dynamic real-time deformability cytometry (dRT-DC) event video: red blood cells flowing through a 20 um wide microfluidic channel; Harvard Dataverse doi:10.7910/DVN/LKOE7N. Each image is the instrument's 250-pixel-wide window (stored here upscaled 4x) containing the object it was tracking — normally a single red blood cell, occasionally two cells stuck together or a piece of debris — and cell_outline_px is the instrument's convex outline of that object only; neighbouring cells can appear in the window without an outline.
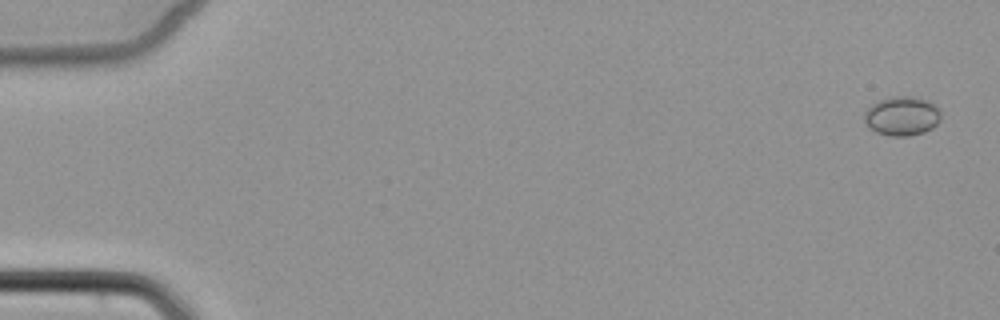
{"species": "common noctule bat (a hibernating species)", "species_latin": "Nyctalus noctula", "temperature_condition": "cold", "stored_images_in_passage": 5, "camera_frame_rate_fps": 3000, "um_per_image_px": 0.085, "animal": {"sex": "female", "body_mass_g": 22.7, "forearm_length_mm": 54.2}, "frame": {"image": 1, "passage_image": 1, "time_ms": 0.0, "image_size_px": [1000, 320], "cell_outline_px": [[940, 120], [932, 128], [924, 132], [908, 136], [888, 136], [876, 132], [868, 128], [864, 124], [864, 112], [872, 104], [880, 100], [896, 96], [912, 96], [928, 100], [936, 104], [940, 108]], "centroid_in_image_um": [76.67, 9.87], "position_along_channel_um": 8.3, "area_um2": 17.74}}
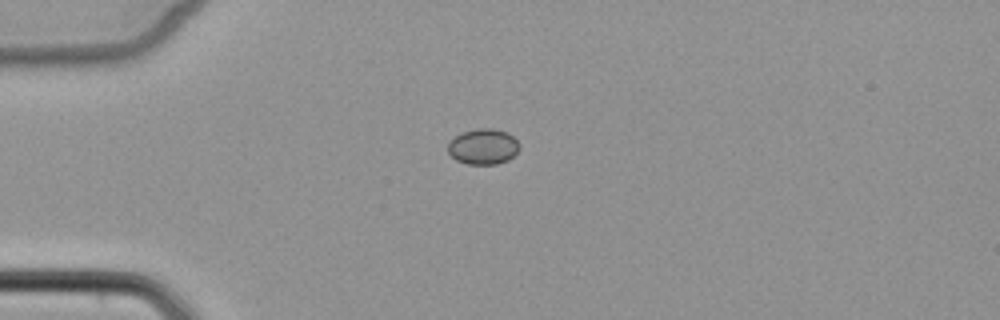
{"frame": {"image": 2, "passage_image": 4, "time_ms": 4.333, "image_size_px": [1000, 320], "cell_outline_px": [[520, 148], [508, 160], [496, 164], [468, 164], [456, 160], [448, 152], [448, 144], [456, 136], [464, 132], [476, 128], [492, 128], [508, 132], [520, 144]], "centroid_in_image_um": [41.09, 12.46], "position_along_channel_um": 43.9, "area_um2": 14.74}}